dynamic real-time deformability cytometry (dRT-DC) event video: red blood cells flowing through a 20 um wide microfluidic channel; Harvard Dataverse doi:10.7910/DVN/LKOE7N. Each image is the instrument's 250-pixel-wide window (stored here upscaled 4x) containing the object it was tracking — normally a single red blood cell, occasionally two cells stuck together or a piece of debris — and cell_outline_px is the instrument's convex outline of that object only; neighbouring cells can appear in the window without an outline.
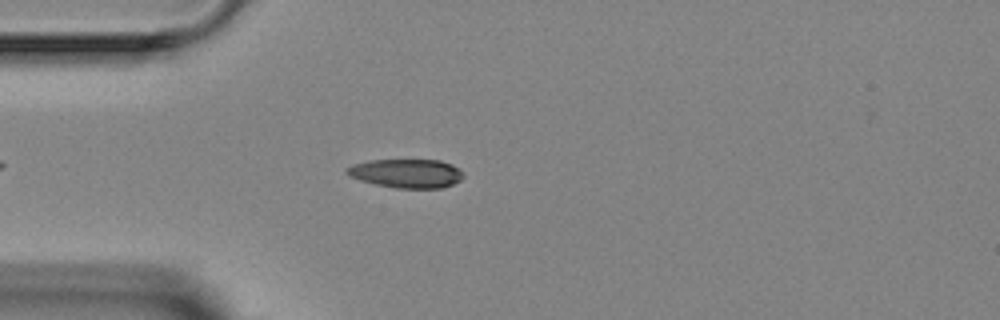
{"species": "Egyptian fruit bat (a non-hibernating species)", "species_latin": "Rousettus aegyptiacus", "temperature_condition": "room temperature", "stored_images_in_passage": 2, "camera_frame_rate_fps": 3000, "um_per_image_px": 0.085, "animal": {"sex": "female"}, "frame": {"image": 1, "passage_image": 2, "time_ms": 4.0, "image_size_px": [1000, 320], "cell_outline_px": [[464, 176], [460, 180], [452, 184], [440, 188], [396, 188], [376, 184], [360, 180], [348, 176], [344, 172], [344, 168], [352, 164], [368, 160], [440, 160], [452, 164]], "centroid_in_image_um": [34.48, 14.73], "position_along_channel_um": 50.5, "area_um2": 19.59}}